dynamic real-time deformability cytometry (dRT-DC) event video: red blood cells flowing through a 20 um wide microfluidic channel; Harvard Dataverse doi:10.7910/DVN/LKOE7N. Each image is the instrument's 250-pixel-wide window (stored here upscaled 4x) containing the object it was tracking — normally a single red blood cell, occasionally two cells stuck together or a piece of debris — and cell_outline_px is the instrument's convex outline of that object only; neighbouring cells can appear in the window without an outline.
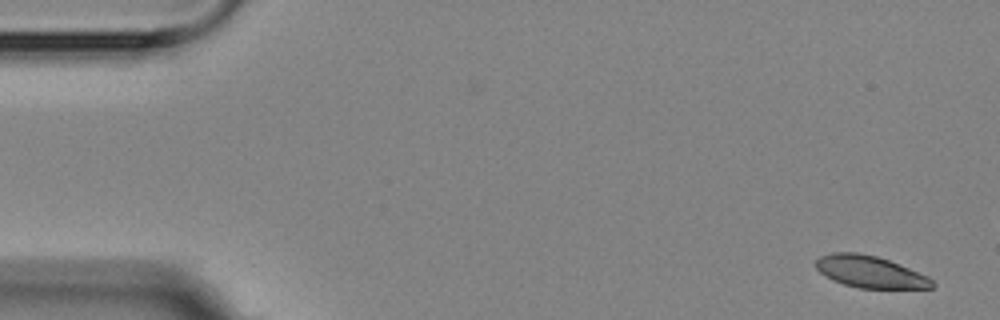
{"species": "Egyptian fruit bat (a non-hibernating species)", "species_latin": "Rousettus aegyptiacus", "temperature_condition": "room temperature", "stored_images_in_passage": 4, "camera_frame_rate_fps": 3000, "um_per_image_px": 0.085, "animal": {"sex": "female"}, "frame": {"image": 1, "passage_image": 1, "time_ms": 0.0, "image_size_px": [1000, 320], "cell_outline_px": [[936, 284], [932, 288], [860, 288], [844, 284], [832, 280], [824, 276], [816, 268], [816, 260], [820, 256], [832, 252], [856, 252], [876, 256], [888, 260], [928, 276]], "centroid_in_image_um": [73.93, 23.1], "position_along_channel_um": 11.1, "area_um2": 21.5}}